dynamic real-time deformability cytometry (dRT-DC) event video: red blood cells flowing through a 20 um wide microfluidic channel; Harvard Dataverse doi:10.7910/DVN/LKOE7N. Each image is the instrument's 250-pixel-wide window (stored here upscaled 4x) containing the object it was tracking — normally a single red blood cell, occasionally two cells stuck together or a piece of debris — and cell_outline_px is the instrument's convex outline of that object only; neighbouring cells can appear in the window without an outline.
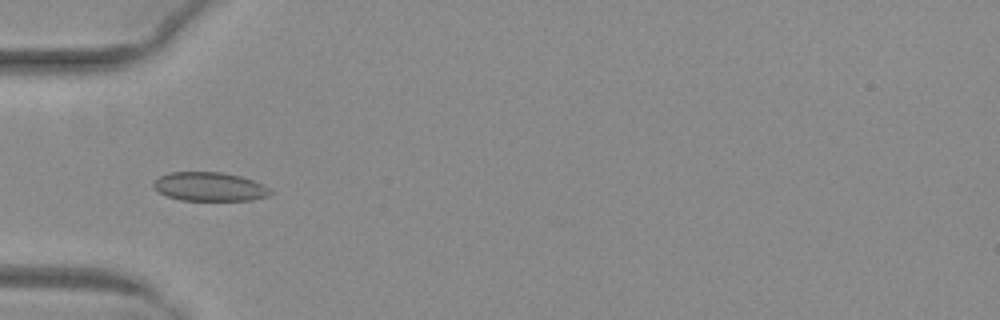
{"species": "common noctule bat (a hibernating species)", "species_latin": "Nyctalus noctula", "temperature_condition": "warm", "stored_images_in_passage": 52, "camera_frame_rate_fps": 3000, "um_per_image_px": 0.085, "animal": {"sex": "female", "body_mass_g": 29.2, "forearm_length_mm": 56.3}, "frame": {"image": 1, "passage_image": 18, "time_ms": 5.667, "image_size_px": [1000, 320], "cell_outline_px": [[272, 192], [268, 196], [252, 200], [180, 200], [168, 196], [152, 188], [152, 180], [168, 172], [220, 172], [240, 176], [264, 184], [272, 188]], "centroid_in_image_um": [17.8, 15.86], "position_along_channel_um": 67.2, "area_um2": 19.83}}
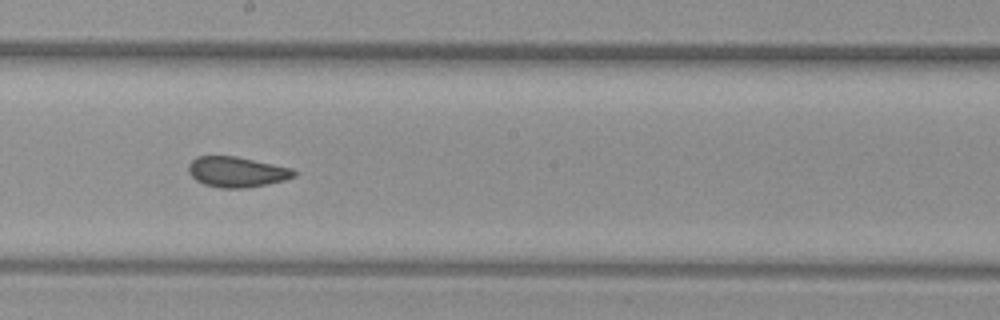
{"frame": {"image": 2, "passage_image": 30, "time_ms": 9.667, "image_size_px": [1000, 320], "cell_outline_px": [[296, 176], [284, 180], [268, 184], [248, 188], [220, 188], [204, 184], [196, 180], [188, 172], [188, 164], [196, 156], [236, 156], [292, 168], [296, 172]], "centroid_in_image_um": [20.12, 14.61], "position_along_channel_um": 228.1, "area_um2": 18.79}}
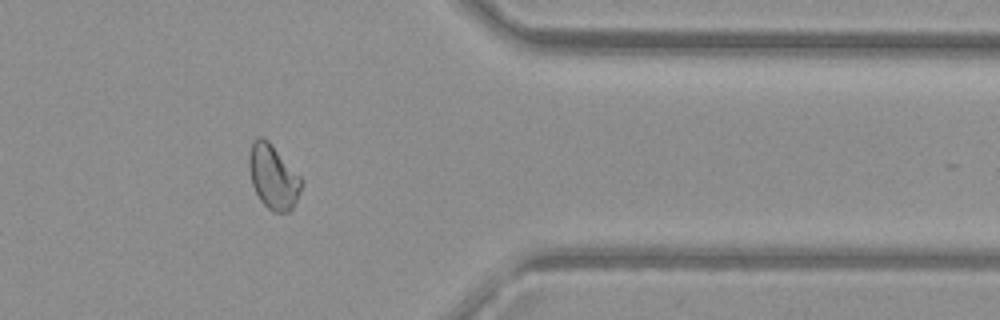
{"frame": {"image": 3, "passage_image": 43, "time_ms": 14.0, "image_size_px": [1000, 320], "cell_outline_px": [[304, 180], [300, 192], [292, 208], [288, 212], [272, 212], [260, 200], [252, 184], [248, 168], [248, 156], [252, 144], [260, 136], [264, 136], [268, 140]], "centroid_in_image_um": [23.22, 15.03], "position_along_channel_um": 388.2, "area_um2": 19.59}, "authors_computed_cell_mechanics": {"area_um2": 19.5364, "velocity_mm_per_s": 4.0496, "shape_relaxation_time_tau1_ms": null, "shape_relaxation_time_tau2_ms": 0.8377, "deformation_change_tau1": null, "deformation_change_tau2": 0.0433}}